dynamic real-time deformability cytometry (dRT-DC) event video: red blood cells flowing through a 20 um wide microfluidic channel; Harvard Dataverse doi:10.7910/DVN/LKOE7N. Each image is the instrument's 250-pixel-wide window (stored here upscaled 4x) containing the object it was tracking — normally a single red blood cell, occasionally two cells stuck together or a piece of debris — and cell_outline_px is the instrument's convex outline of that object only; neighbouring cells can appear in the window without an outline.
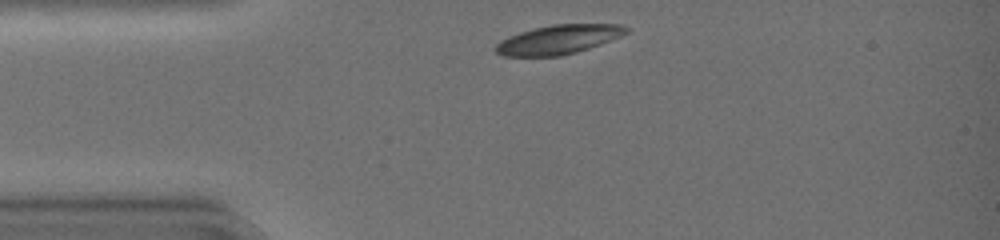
{"species": "common noctule bat (a hibernating species)", "species_latin": "Nyctalus noctula", "temperature_condition": "warm", "stored_images_in_passage": 32, "camera_frame_rate_fps": 3000, "um_per_image_px": 0.085, "animal": {"sex": "female", "body_mass_g": 19.0, "forearm_length_mm": 51.5}, "frame": {"image": 1, "passage_image": 2, "time_ms": 0.333, "image_size_px": [1000, 240], "cell_outline_px": [[628, 32], [620, 36], [600, 44], [576, 52], [560, 56], [504, 56], [496, 52], [496, 44], [500, 40], [508, 36], [520, 32], [552, 24], [624, 24], [628, 28]], "centroid_in_image_um": [47.47, 3.35], "position_along_channel_um": 37.5, "area_um2": 22.02}}
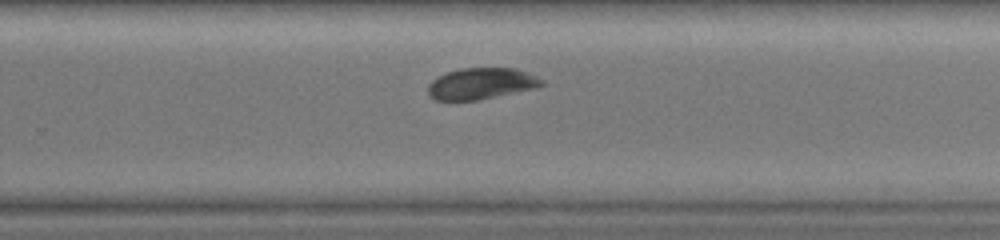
{"frame": {"image": 2, "passage_image": 22, "time_ms": 7.0, "image_size_px": [1000, 240], "cell_outline_px": [[544, 84], [536, 88], [480, 100], [436, 100], [428, 96], [428, 84], [436, 76], [460, 68], [516, 68], [528, 72], [544, 80]], "centroid_in_image_um": [40.9, 7.1], "position_along_channel_um": 288.9, "area_um2": 20.98}}
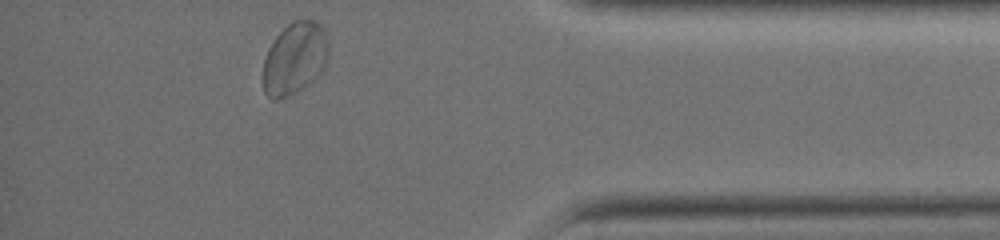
{"frame": {"image": 3, "passage_image": 32, "time_ms": 10.333, "image_size_px": [1000, 240], "cell_outline_px": [[328, 60], [324, 68], [316, 80], [304, 88], [288, 96], [276, 100], [272, 100], [264, 92], [264, 60], [268, 48], [276, 36], [292, 20], [316, 20], [324, 28], [328, 36]], "centroid_in_image_um": [25.09, 4.97], "position_along_channel_um": 410.1, "area_um2": 27.98}, "authors_computed_cell_mechanics": {"area_um2": 21.9351, "velocity_mm_per_s": 4.1905, "shape_relaxation_time_tau1_ms": 2.7463, "shape_relaxation_time_tau2_ms": 0.7753, "deformation_change_tau1": 0.1057, "deformation_change_tau2": 0.0254}}